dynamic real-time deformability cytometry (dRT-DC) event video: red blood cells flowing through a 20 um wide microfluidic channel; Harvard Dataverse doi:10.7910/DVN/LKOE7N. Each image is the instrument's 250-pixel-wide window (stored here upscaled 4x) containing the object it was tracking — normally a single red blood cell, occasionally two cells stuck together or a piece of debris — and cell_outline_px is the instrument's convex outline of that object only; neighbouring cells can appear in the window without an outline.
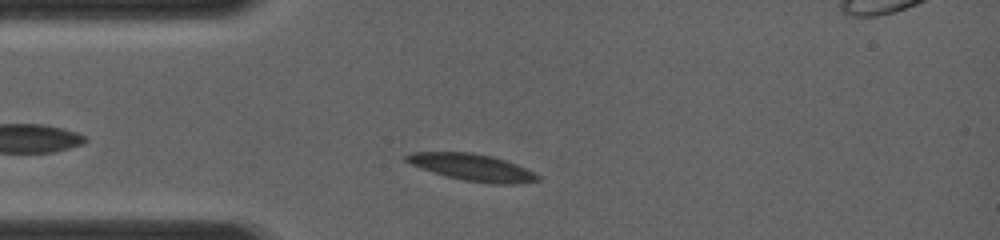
{"species": "common noctule bat (a hibernating species)", "species_latin": "Nyctalus noctula", "temperature_condition": "room temperature", "stored_images_in_passage": 5, "camera_frame_rate_fps": 4000, "um_per_image_px": 0.085, "animal": {"sex": "female", "body_mass_g": 19.0, "forearm_length_mm": 56.7}, "frame": {"image": 1, "passage_image": 3, "time_ms": 1.5, "image_size_px": [1000, 240], "cell_outline_px": [[540, 180], [520, 184], [496, 184], [464, 180], [432, 172], [412, 164], [404, 160], [404, 156], [412, 152], [472, 152], [492, 156], [516, 164], [540, 176]], "centroid_in_image_um": [40.15, 14.22], "position_along_channel_um": 44.9, "area_um2": 20.35}}
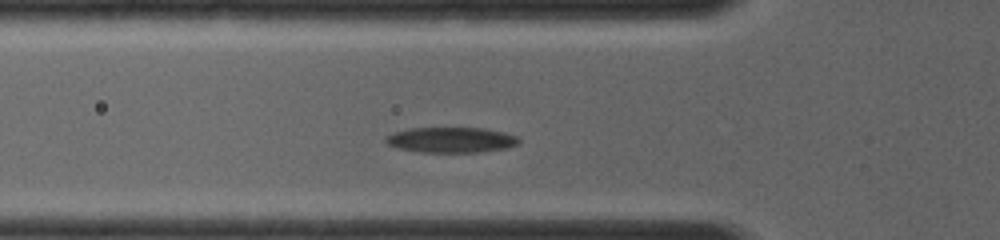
{"frame": {"image": 2, "passage_image": 5, "time_ms": 2.75, "image_size_px": [1000, 240], "cell_outline_px": [[520, 144], [508, 148], [484, 152], [420, 152], [400, 148], [388, 144], [384, 140], [384, 136], [408, 128], [484, 128], [504, 132], [520, 136]], "centroid_in_image_um": [38.42, 11.89], "position_along_channel_um": 87.4, "area_um2": 19.94}}